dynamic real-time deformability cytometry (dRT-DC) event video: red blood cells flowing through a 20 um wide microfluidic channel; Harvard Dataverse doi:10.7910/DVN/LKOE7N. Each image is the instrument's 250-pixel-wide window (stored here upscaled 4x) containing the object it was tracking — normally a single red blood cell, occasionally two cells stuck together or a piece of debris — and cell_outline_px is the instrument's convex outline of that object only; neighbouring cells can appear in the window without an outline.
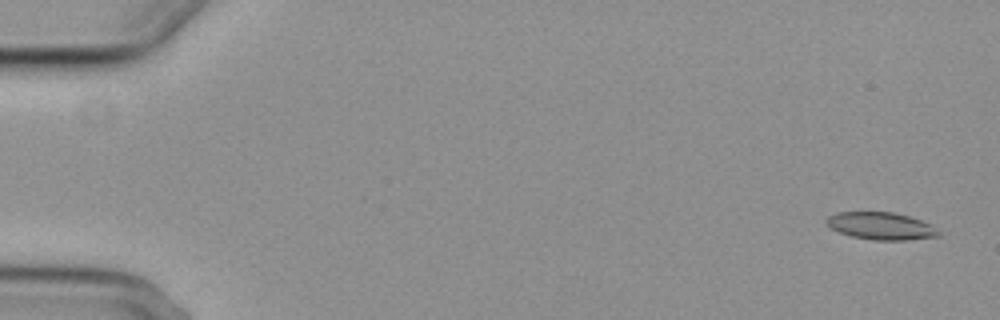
{"species": "common noctule bat (a hibernating species)", "species_latin": "Nyctalus noctula", "temperature_condition": "cold", "stored_images_in_passage": 5, "camera_frame_rate_fps": 3000, "um_per_image_px": 0.085, "animal": {"sex": "female", "body_mass_g": 29.2, "forearm_length_mm": 56.3}, "frame": {"image": 1, "passage_image": 1, "time_ms": 0.0, "image_size_px": [1000, 320], "cell_outline_px": [[944, 236], [904, 240], [872, 240], [852, 236], [840, 232], [832, 228], [824, 220], [828, 216], [836, 212], [892, 212], [908, 216], [932, 224]], "centroid_in_image_um": [74.92, 19.21], "position_along_channel_um": 10.1, "area_um2": 17.92}}